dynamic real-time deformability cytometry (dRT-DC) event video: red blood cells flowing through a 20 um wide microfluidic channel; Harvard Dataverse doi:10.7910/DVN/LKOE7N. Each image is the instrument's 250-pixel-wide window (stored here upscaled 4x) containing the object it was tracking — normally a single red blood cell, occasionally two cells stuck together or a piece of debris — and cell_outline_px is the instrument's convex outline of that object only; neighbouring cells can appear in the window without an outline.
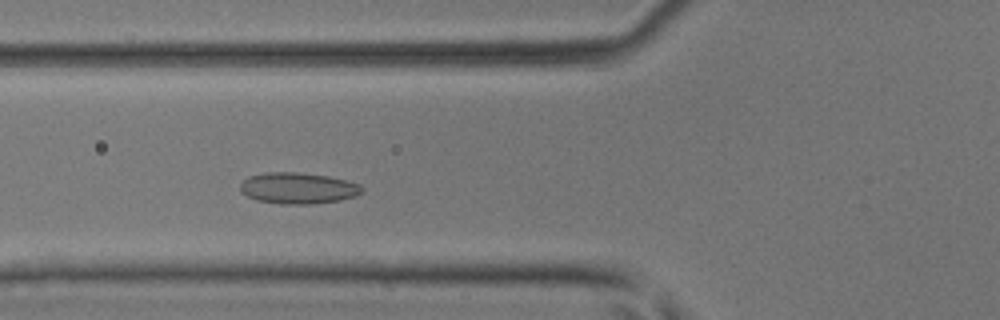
{"species": "common noctule bat (a hibernating species)", "species_latin": "Nyctalus noctula", "temperature_condition": "room temperature", "stored_images_in_passage": 39, "camera_frame_rate_fps": 3000, "um_per_image_px": 0.085, "animal": {"sex": "male", "body_mass_g": 17.9, "forearm_length_mm": 54.2}, "frame": {"image": 1, "passage_image": 9, "time_ms": 2.667, "image_size_px": [1000, 320], "cell_outline_px": [[364, 192], [356, 196], [340, 200], [312, 204], [280, 204], [256, 200], [240, 192], [240, 184], [248, 176], [268, 172], [296, 172], [328, 176], [360, 184], [364, 188]], "centroid_in_image_um": [25.34, 16.0], "position_along_channel_um": 100.5, "area_um2": 22.25}}
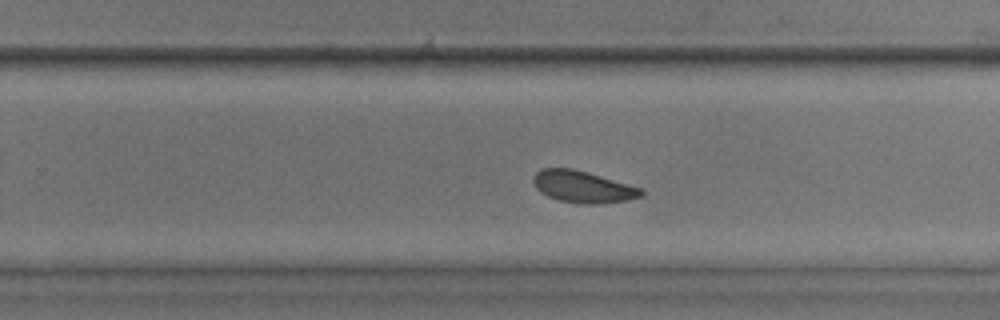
{"frame": {"image": 2, "passage_image": 22, "time_ms": 7.0, "image_size_px": [1000, 320], "cell_outline_px": [[644, 196], [624, 200], [600, 204], [584, 204], [560, 200], [548, 196], [540, 192], [536, 188], [532, 180], [532, 176], [536, 172], [544, 168], [572, 168], [588, 172], [640, 188], [644, 192]], "centroid_in_image_um": [49.51, 15.87], "position_along_channel_um": 280.3, "area_um2": 19.83}}
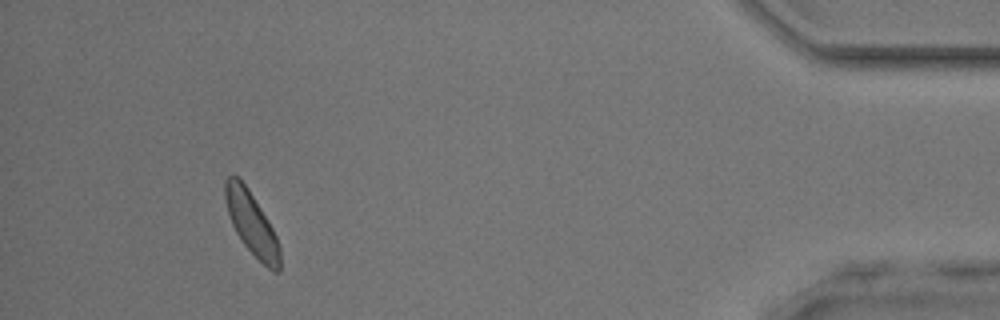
{"frame": {"image": 3, "passage_image": 36, "time_ms": 11.667, "image_size_px": [1000, 320], "cell_outline_px": [[280, 272], [272, 272], [244, 244], [236, 232], [232, 224], [228, 212], [224, 196], [224, 180], [232, 172], [248, 188], [268, 220], [276, 236], [280, 248]], "centroid_in_image_um": [21.38, 18.96], "position_along_channel_um": 413.8, "area_um2": 19.83}, "authors_computed_cell_mechanics": {"area_um2": 20.23, "velocity_mm_per_s": 4.1658, "shape_relaxation_time_tau1_ms": null, "shape_relaxation_time_tau2_ms": 1.9864, "deformation_change_tau1": null, "deformation_change_tau2": 0.0525}}